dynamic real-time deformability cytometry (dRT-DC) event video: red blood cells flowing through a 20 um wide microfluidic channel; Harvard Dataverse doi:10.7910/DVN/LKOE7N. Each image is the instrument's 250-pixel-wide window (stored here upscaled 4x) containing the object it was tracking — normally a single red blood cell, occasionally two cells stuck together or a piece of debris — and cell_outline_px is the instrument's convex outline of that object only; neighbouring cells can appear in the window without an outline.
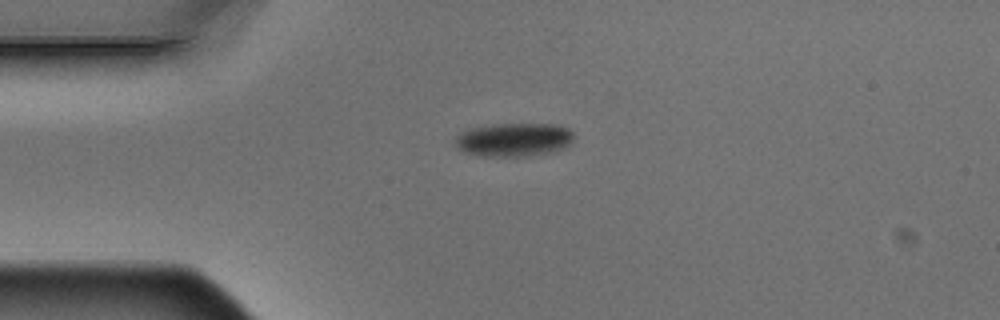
{"species": "Egyptian fruit bat (a non-hibernating species)", "species_latin": "Rousettus aegyptiacus", "temperature_condition": "warm", "stored_images_in_passage": 2, "camera_frame_rate_fps": 3000, "um_per_image_px": 0.085, "animal": {"sex": "male"}, "frame": {"image": 1, "passage_image": 1, "time_ms": 0.0, "image_size_px": [1000, 320], "cell_outline_px": [[572, 140], [564, 148], [552, 152], [528, 156], [480, 156], [464, 152], [456, 144], [456, 136], [460, 132], [468, 128], [496, 124], [552, 124], [568, 128], [572, 132]], "centroid_in_image_um": [43.66, 11.87], "position_along_channel_um": 41.3, "area_um2": 23.12}}